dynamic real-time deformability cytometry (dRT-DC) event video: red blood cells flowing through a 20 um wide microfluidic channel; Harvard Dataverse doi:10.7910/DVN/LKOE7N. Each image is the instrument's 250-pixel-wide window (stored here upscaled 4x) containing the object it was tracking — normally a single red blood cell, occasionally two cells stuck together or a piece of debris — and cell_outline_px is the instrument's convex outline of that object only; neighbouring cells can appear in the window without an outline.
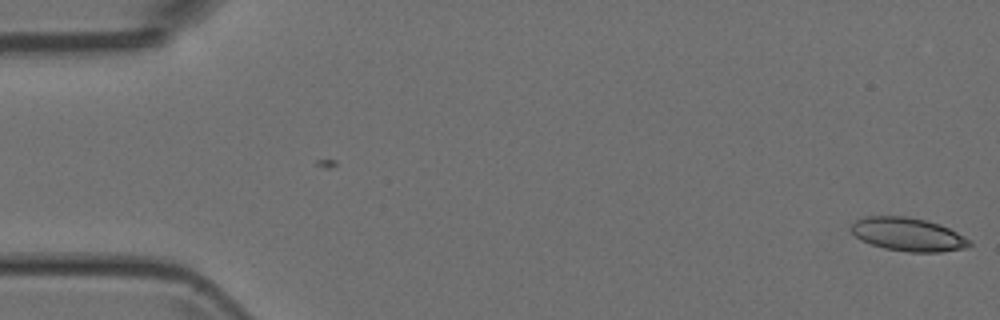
{"species": "Egyptian fruit bat (a non-hibernating species)", "species_latin": "Rousettus aegyptiacus", "temperature_condition": "room temperature", "stored_images_in_passage": 5, "camera_frame_rate_fps": 3000, "um_per_image_px": 0.085, "animal": {"sex": "female"}, "frame": {"image": 1, "passage_image": 5, "time_ms": 1.333, "image_size_px": [1000, 320], "cell_outline_px": [[972, 244], [968, 248], [940, 252], [908, 252], [884, 248], [860, 240], [852, 232], [852, 224], [856, 220], [864, 216], [908, 216], [940, 224], [972, 240]], "centroid_in_image_um": [77.21, 19.93], "position_along_channel_um": 7.8, "area_um2": 23.06}}